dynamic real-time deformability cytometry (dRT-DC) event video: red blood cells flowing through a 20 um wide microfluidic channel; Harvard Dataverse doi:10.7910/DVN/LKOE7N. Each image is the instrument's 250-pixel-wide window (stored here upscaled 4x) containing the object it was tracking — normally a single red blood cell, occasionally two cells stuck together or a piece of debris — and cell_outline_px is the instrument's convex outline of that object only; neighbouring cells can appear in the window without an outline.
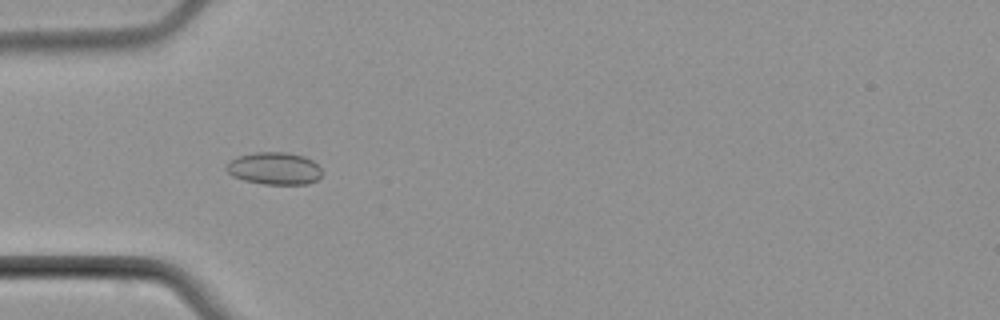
{"species": "common noctule bat (a hibernating species)", "species_latin": "Nyctalus noctula", "temperature_condition": "cold", "stored_images_in_passage": 3, "camera_frame_rate_fps": 3000, "um_per_image_px": 0.085, "animal": {"sex": "male", "body_mass_g": 21.5, "forearm_length_mm": 52.0}, "frame": {"image": 1, "passage_image": 2, "time_ms": 1.333, "image_size_px": [1000, 320], "cell_outline_px": [[320, 176], [316, 180], [308, 184], [264, 184], [244, 180], [232, 176], [224, 168], [236, 156], [256, 152], [288, 152], [304, 156], [312, 160], [320, 168]], "centroid_in_image_um": [23.3, 14.31], "position_along_channel_um": 61.7, "area_um2": 17.98}}
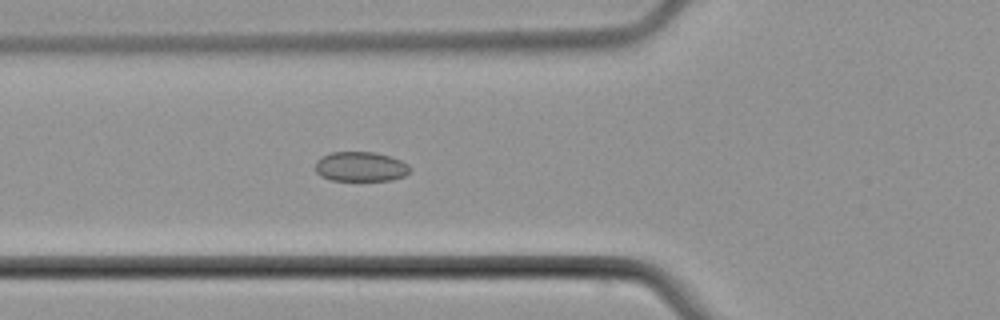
{"frame": {"image": 2, "passage_image": 3, "time_ms": 2.333, "image_size_px": [1000, 320], "cell_outline_px": [[412, 168], [404, 176], [392, 180], [332, 180], [320, 176], [316, 172], [316, 160], [332, 152], [376, 152], [400, 160], [408, 164]], "centroid_in_image_um": [30.66, 14.16], "position_along_channel_um": 95.1, "area_um2": 16.3}}